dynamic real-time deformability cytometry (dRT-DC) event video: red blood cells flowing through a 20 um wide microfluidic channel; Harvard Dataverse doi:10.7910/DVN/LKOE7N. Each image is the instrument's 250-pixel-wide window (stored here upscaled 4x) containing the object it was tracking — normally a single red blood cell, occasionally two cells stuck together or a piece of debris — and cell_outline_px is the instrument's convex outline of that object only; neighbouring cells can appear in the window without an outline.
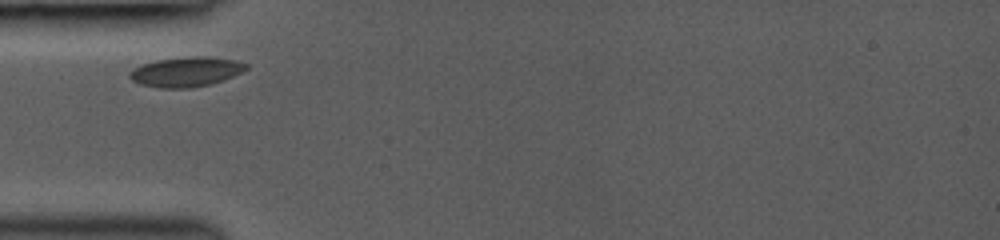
{"species": "common noctule bat (a hibernating species)", "species_latin": "Nyctalus noctula", "temperature_condition": "room temperature", "stored_images_in_passage": 4, "camera_frame_rate_fps": 3000, "um_per_image_px": 0.085, "animal": {"sex": "female", "body_mass_g": 19.0, "forearm_length_mm": 53.3}, "frame": {"image": 1, "passage_image": 1, "time_ms": 0.0, "image_size_px": [1000, 240], "cell_outline_px": [[248, 68], [224, 80], [212, 84], [188, 88], [160, 88], [140, 84], [132, 80], [128, 76], [128, 72], [144, 64], [156, 60], [188, 56], [208, 56], [236, 60], [248, 64]], "centroid_in_image_um": [15.83, 6.1], "position_along_channel_um": 69.2, "area_um2": 20.23}}
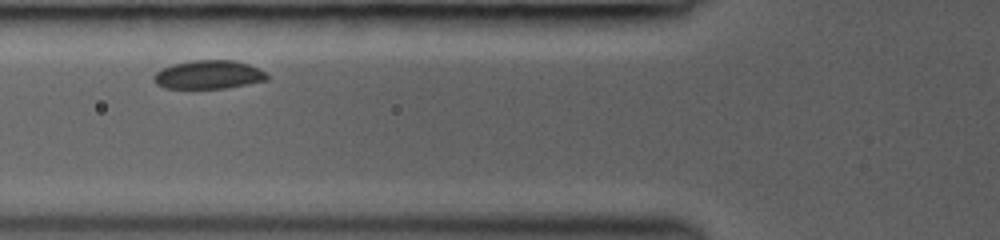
{"frame": {"image": 2, "passage_image": 2, "time_ms": 1.0, "image_size_px": [1000, 240], "cell_outline_px": [[268, 80], [248, 84], [224, 88], [164, 88], [156, 84], [152, 80], [152, 76], [160, 68], [172, 64], [192, 60], [232, 60], [248, 64], [264, 72], [268, 76]], "centroid_in_image_um": [17.66, 6.34], "position_along_channel_um": 108.1, "area_um2": 18.9}}